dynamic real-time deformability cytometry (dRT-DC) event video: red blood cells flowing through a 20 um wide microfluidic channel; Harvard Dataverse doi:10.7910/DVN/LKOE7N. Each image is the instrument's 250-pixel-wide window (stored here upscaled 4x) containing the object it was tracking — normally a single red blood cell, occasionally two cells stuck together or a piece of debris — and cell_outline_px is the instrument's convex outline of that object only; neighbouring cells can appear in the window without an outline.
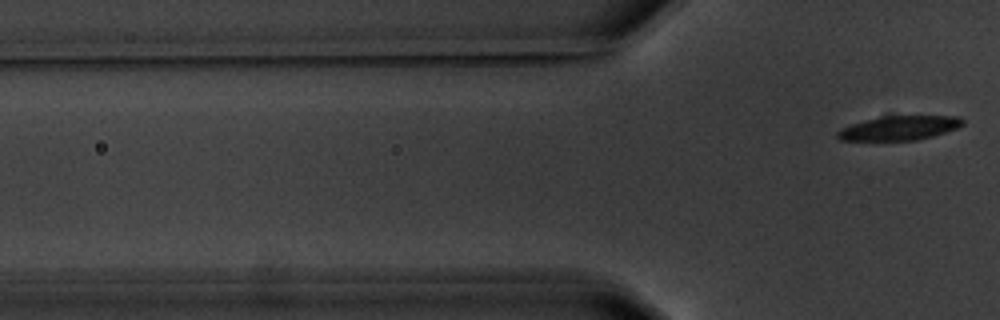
{"species": "common noctule bat (a hibernating species)", "species_latin": "Nyctalus noctula", "temperature_condition": "warm", "stored_images_in_passage": 4, "segment_of_instrument_passage": [2, 2], "camera_frame_rate_fps": 3000, "um_per_image_px": 0.085, "animal": {"sex": "male", "body_mass_g": 20.1, "forearm_length_mm": 53.5}, "frame": {"image": 1, "passage_image": 4, "time_ms": 4.667, "image_size_px": [1000, 320], "cell_outline_px": [[964, 124], [956, 128], [932, 136], [916, 140], [840, 140], [836, 136], [836, 132], [852, 124], [884, 116], [960, 116], [964, 120]], "centroid_in_image_um": [76.47, 10.88], "position_along_channel_um": 49.3, "area_um2": 17.34}}